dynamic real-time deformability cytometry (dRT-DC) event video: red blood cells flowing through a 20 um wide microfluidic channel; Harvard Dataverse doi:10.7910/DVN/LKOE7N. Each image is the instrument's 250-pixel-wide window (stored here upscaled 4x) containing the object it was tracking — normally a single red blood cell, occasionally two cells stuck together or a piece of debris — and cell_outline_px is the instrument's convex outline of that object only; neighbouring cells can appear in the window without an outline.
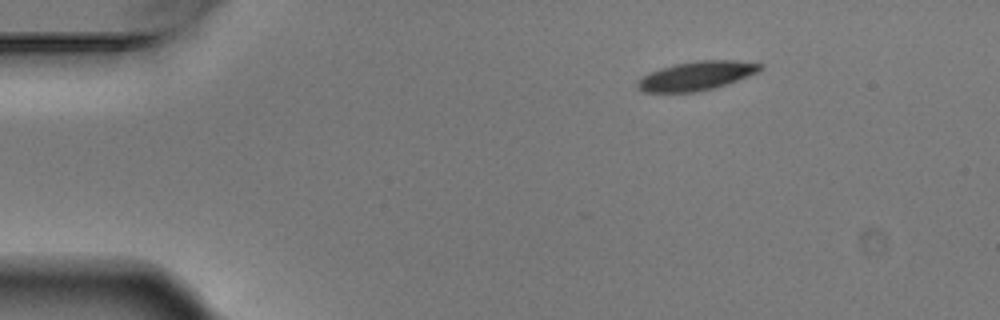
{"species": "Egyptian fruit bat (a non-hibernating species)", "species_latin": "Rousettus aegyptiacus", "temperature_condition": "warm", "stored_images_in_passage": 3, "camera_frame_rate_fps": 3000, "um_per_image_px": 0.085, "animal": {"sex": "male"}, "frame": {"image": 1, "passage_image": 1, "time_ms": 0.0, "image_size_px": [1000, 320], "cell_outline_px": [[764, 68], [748, 76], [716, 88], [696, 92], [644, 92], [636, 88], [636, 84], [640, 76], [648, 72], [660, 68], [676, 64], [696, 60], [732, 60], [764, 64]], "centroid_in_image_um": [59.16, 6.45], "position_along_channel_um": 25.8, "area_um2": 20.87}}
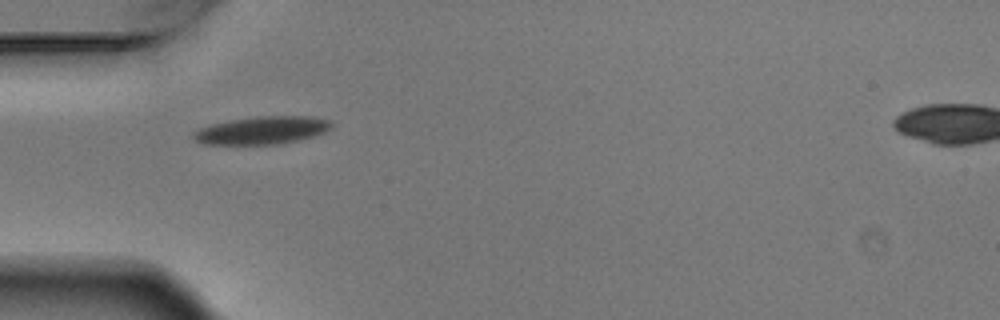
{"frame": {"image": 2, "passage_image": 3, "time_ms": 0.667, "image_size_px": [1000, 320], "cell_outline_px": [[332, 128], [324, 132], [312, 136], [296, 140], [276, 144], [204, 144], [196, 140], [192, 136], [192, 132], [200, 128], [212, 124], [232, 120], [256, 116], [312, 116], [328, 120], [332, 124]], "centroid_in_image_um": [22.27, 11.07], "position_along_channel_um": 62.7, "area_um2": 22.08}}